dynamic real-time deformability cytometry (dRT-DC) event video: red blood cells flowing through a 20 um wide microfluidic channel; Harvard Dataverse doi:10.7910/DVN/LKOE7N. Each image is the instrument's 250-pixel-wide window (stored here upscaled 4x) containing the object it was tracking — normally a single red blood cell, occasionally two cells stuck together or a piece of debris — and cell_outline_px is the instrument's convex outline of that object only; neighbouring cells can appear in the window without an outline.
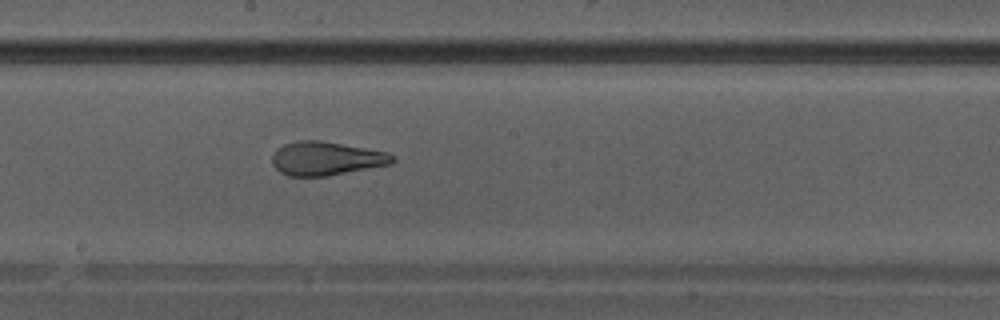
{"species": "Egyptian fruit bat (a non-hibernating species)", "species_latin": "Rousettus aegyptiacus", "temperature_condition": "warm", "stored_images_in_passage": 40, "camera_frame_rate_fps": 3000, "um_per_image_px": 0.085, "animal": {"sex": "male"}, "frame": {"image": 1, "passage_image": 23, "time_ms": 7.333, "image_size_px": [1000, 320], "cell_outline_px": [[396, 160], [392, 164], [328, 176], [288, 176], [280, 172], [272, 164], [272, 156], [276, 148], [284, 144], [300, 140], [320, 140], [388, 152], [396, 156]], "centroid_in_image_um": [27.74, 13.47], "position_along_channel_um": 220.5, "area_um2": 23.81}}